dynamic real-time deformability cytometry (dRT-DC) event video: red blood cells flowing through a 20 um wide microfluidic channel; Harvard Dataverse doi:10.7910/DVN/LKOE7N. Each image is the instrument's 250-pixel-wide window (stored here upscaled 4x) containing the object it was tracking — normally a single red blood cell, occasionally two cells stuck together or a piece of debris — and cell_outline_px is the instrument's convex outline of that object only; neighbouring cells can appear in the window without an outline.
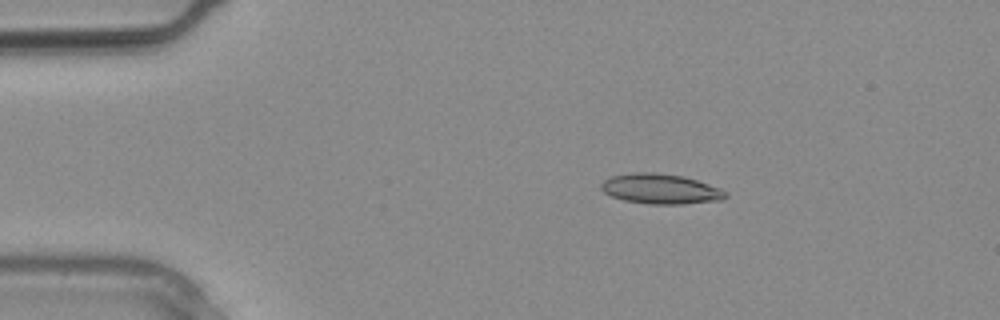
{"species": "common noctule bat (a hibernating species)", "species_latin": "Nyctalus noctula", "temperature_condition": "warm", "stored_images_in_passage": 11, "camera_frame_rate_fps": 3000, "um_per_image_px": 0.085, "animal": {"sex": "male", "body_mass_g": 20.4}, "frame": {"image": 1, "passage_image": 4, "time_ms": 1.0, "image_size_px": [1000, 320], "cell_outline_px": [[728, 196], [724, 200], [684, 204], [648, 204], [624, 200], [612, 196], [604, 192], [600, 188], [600, 184], [604, 180], [612, 176], [636, 172], [656, 172], [684, 176], [720, 188], [728, 192]], "centroid_in_image_um": [56.18, 16.06], "position_along_channel_um": 28.8, "area_um2": 21.96}}
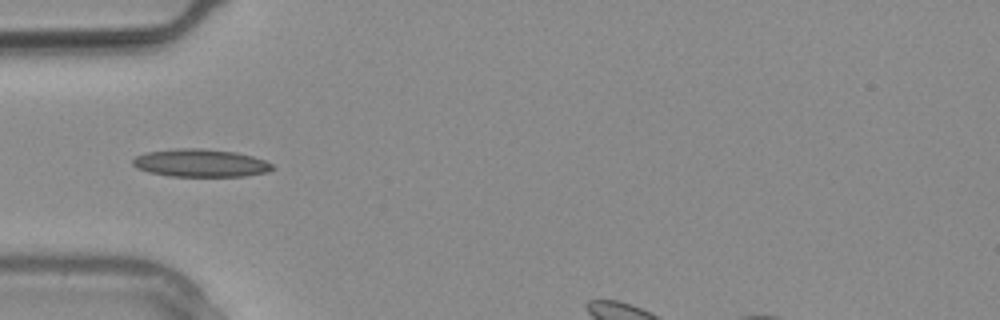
{"frame": {"image": 2, "passage_image": 8, "time_ms": 2.333, "image_size_px": [1000, 320], "cell_outline_px": [[276, 168], [268, 172], [244, 176], [168, 176], [148, 172], [136, 168], [132, 164], [132, 160], [136, 156], [148, 152], [180, 148], [200, 148], [236, 152], [252, 156], [264, 160], [272, 164]], "centroid_in_image_um": [17.05, 13.86], "position_along_channel_um": 67.9, "area_um2": 22.66}}